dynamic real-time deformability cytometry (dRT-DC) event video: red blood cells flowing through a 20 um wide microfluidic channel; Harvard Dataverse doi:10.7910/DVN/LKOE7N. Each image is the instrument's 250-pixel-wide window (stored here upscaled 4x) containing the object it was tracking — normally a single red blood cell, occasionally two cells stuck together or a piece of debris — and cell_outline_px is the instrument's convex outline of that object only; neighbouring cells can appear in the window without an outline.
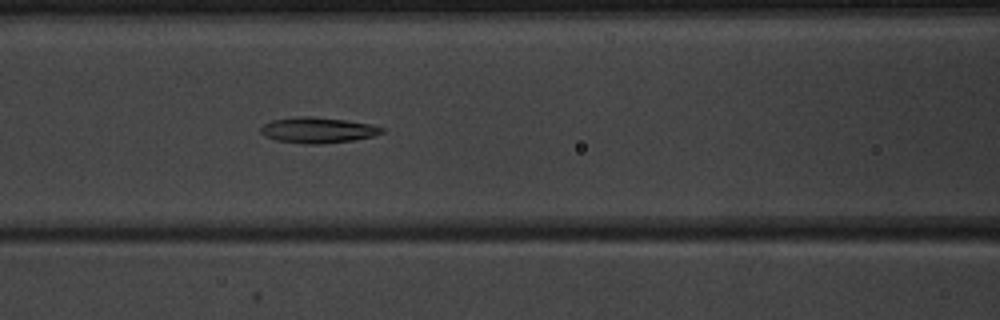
{"species": "common noctule bat (a hibernating species)", "species_latin": "Nyctalus noctula", "temperature_condition": "warm", "stored_images_in_passage": 49, "camera_frame_rate_fps": 3000, "um_per_image_px": 0.085, "animal": {"sex": "male", "body_mass_g": 20.1, "forearm_length_mm": 53.5}, "frame": {"image": 1, "passage_image": 21, "time_ms": 6.667, "image_size_px": [1000, 320], "cell_outline_px": [[388, 128], [384, 132], [372, 136], [352, 140], [320, 144], [304, 144], [276, 140], [264, 136], [260, 132], [260, 128], [264, 124], [272, 120], [296, 116], [312, 116], [344, 120], [372, 124]], "centroid_in_image_um": [27.02, 11.05], "position_along_channel_um": 139.6, "area_um2": 18.26}}
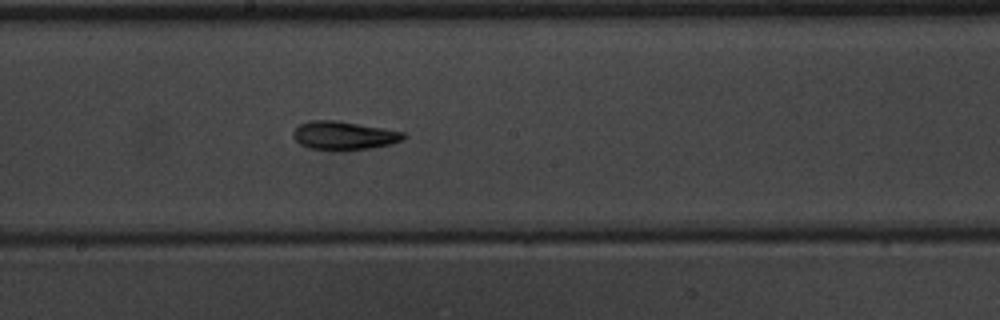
{"frame": {"image": 2, "passage_image": 27, "time_ms": 8.667, "image_size_px": [1000, 320], "cell_outline_px": [[408, 136], [404, 140], [392, 144], [372, 148], [344, 152], [340, 152], [308, 148], [300, 144], [292, 136], [292, 132], [300, 124], [312, 120], [340, 120], [404, 132]], "centroid_in_image_um": [29.26, 11.54], "position_along_channel_um": 218.9, "area_um2": 18.96}}
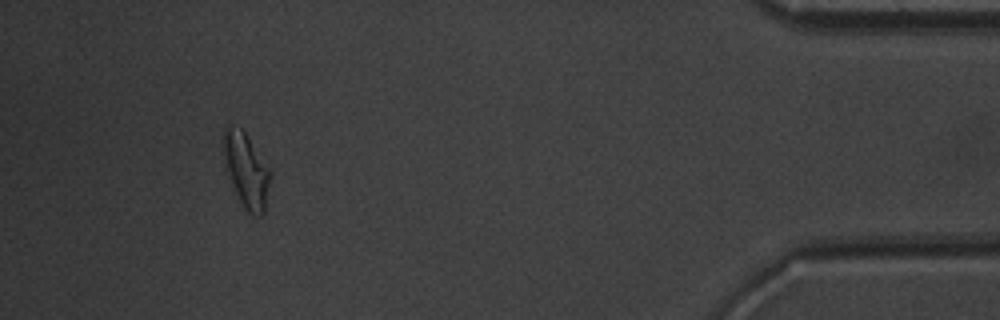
{"frame": {"image": 3, "passage_image": 46, "time_ms": 15.0, "image_size_px": [1000, 320], "cell_outline_px": [[272, 176], [264, 212], [260, 216], [252, 216], [244, 208], [236, 192], [228, 172], [224, 156], [224, 128], [240, 128], [244, 132], [272, 172]], "centroid_in_image_um": [20.99, 14.54], "position_along_channel_um": 414.2, "area_um2": 19.65}, "authors_computed_cell_mechanics": {"area_um2": 18.6116, "velocity_mm_per_s": 3.9731, "shape_relaxation_time_tau1_ms": null, "shape_relaxation_time_tau2_ms": 4.8223, "deformation_change_tau1": null, "deformation_change_tau2": 0.128}}